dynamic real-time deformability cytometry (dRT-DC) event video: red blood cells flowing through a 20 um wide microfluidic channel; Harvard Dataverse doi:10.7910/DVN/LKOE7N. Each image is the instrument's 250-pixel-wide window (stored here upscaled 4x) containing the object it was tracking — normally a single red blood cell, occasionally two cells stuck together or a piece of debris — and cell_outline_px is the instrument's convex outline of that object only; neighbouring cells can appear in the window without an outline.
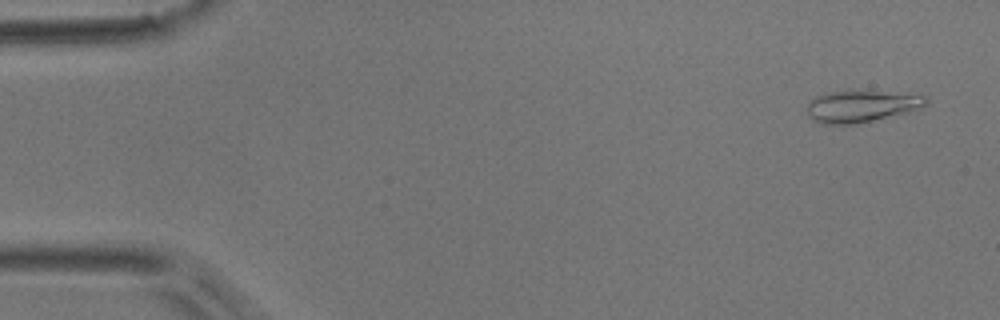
{"species": "common noctule bat (a hibernating species)", "species_latin": "Nyctalus noctula", "temperature_condition": "room temperature", "stored_images_in_passage": 9, "camera_frame_rate_fps": 3000, "um_per_image_px": 0.085, "animal": {"sex": "male", "body_mass_g": 17.9}, "frame": {"image": 1, "passage_image": 1, "time_ms": 0.0, "image_size_px": [1000, 320], "cell_outline_px": [[928, 104], [924, 108], [856, 124], [824, 124], [812, 120], [808, 116], [808, 104], [816, 96], [828, 92], [852, 88], [924, 96], [928, 100]], "centroid_in_image_um": [73.21, 9.0], "position_along_channel_um": 11.8, "area_um2": 22.48}}
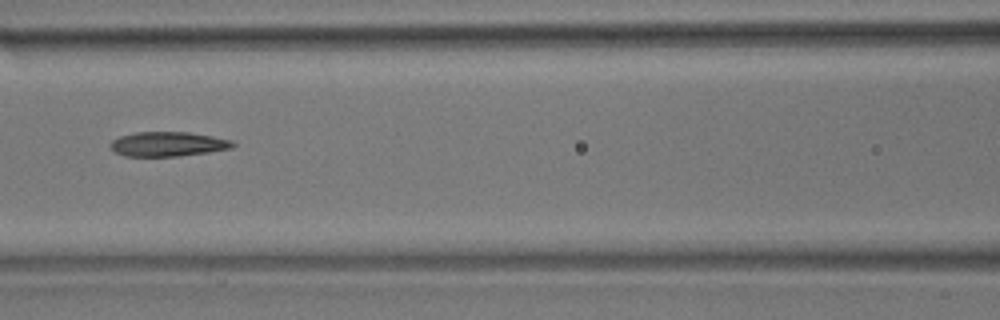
{"frame": {"image": 2, "passage_image": 7, "time_ms": 7.0, "image_size_px": [1000, 320], "cell_outline_px": [[236, 144], [232, 148], [208, 152], [180, 156], [124, 156], [116, 152], [108, 144], [112, 140], [120, 136], [136, 132], [188, 132], [212, 136], [232, 140]], "centroid_in_image_um": [14.28, 12.24], "position_along_channel_um": 152.3, "area_um2": 17.51}}
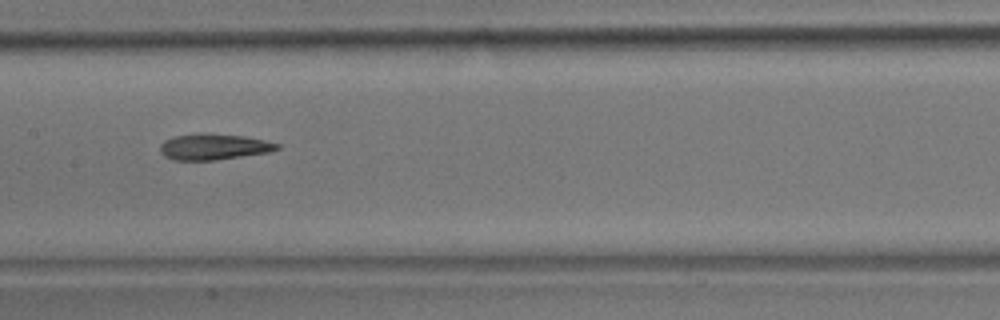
{"frame": {"image": 3, "passage_image": 8, "time_ms": 8.0, "image_size_px": [1000, 320], "cell_outline_px": [[280, 148], [268, 152], [212, 160], [172, 160], [164, 156], [160, 152], [160, 144], [164, 140], [176, 136], [200, 132], [204, 132], [244, 136], [264, 140], [280, 144]], "centroid_in_image_um": [18.12, 12.46], "position_along_channel_um": 189.3, "area_um2": 17.74}}